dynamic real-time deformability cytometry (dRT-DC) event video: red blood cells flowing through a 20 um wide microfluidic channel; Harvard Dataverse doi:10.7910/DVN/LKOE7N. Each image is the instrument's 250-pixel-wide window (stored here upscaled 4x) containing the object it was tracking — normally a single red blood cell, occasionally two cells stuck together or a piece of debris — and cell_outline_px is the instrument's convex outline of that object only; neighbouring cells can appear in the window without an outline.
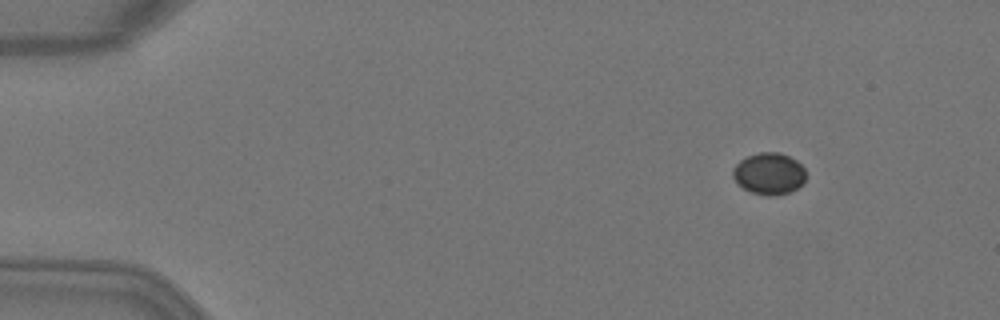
{"species": "Egyptian fruit bat (a non-hibernating species)", "species_latin": "Rousettus aegyptiacus", "temperature_condition": "warm", "stored_images_in_passage": 6, "camera_frame_rate_fps": 3000, "um_per_image_px": 0.085, "animal": {"sex": "female"}, "frame": {"image": 1, "passage_image": 2, "time_ms": 0.333, "image_size_px": [1000, 320], "cell_outline_px": [[804, 184], [788, 192], [768, 196], [752, 192], [744, 188], [732, 176], [732, 168], [740, 160], [748, 156], [760, 152], [780, 152], [796, 160], [804, 168]], "centroid_in_image_um": [65.36, 14.74], "position_along_channel_um": 19.6, "area_um2": 17.51}}